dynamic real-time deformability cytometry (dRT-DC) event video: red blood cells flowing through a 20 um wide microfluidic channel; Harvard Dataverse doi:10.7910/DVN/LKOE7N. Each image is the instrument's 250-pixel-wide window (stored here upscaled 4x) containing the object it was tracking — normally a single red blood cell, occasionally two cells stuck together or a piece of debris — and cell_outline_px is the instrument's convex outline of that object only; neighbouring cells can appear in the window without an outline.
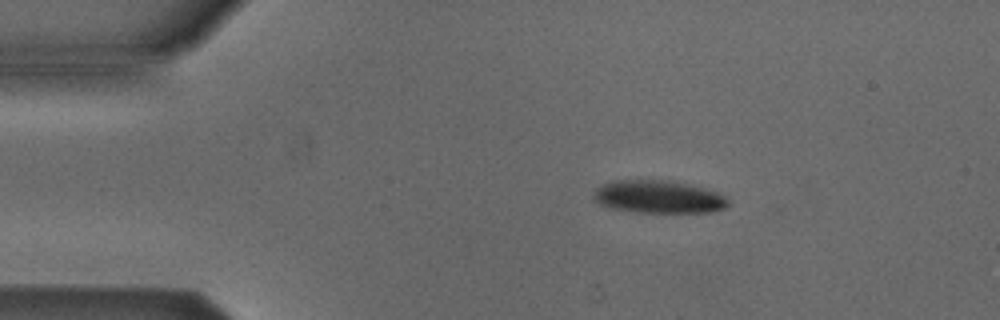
{"species": "Egyptian fruit bat (a non-hibernating species)", "species_latin": "Rousettus aegyptiacus", "temperature_condition": "cold", "stored_images_in_passage": 4, "camera_frame_rate_fps": 3000, "um_per_image_px": 0.085, "animal": {"sex": "male"}, "frame": {"image": 1, "passage_image": 1, "time_ms": 0.0, "image_size_px": [1000, 320], "cell_outline_px": [[728, 204], [724, 208], [712, 212], [636, 212], [608, 208], [600, 204], [592, 196], [596, 188], [612, 180], [672, 180], [720, 192], [728, 200]], "centroid_in_image_um": [55.96, 16.73], "position_along_channel_um": 29.0, "area_um2": 25.84}}
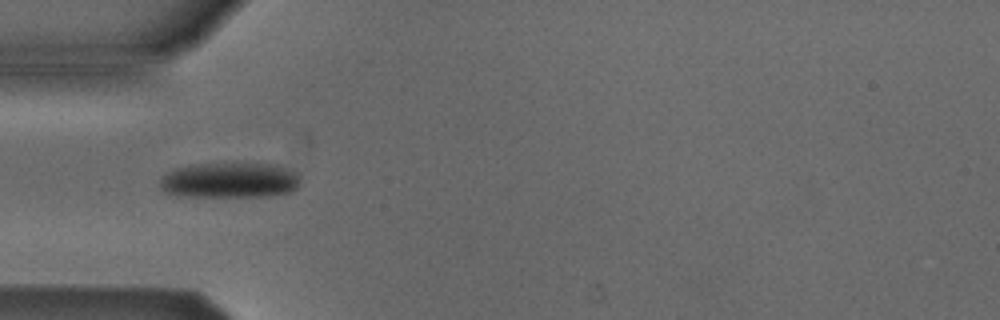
{"frame": {"image": 2, "passage_image": 3, "time_ms": 2.333, "image_size_px": [1000, 320], "cell_outline_px": [[300, 180], [296, 188], [292, 192], [272, 196], [168, 196], [160, 188], [160, 176], [172, 168], [188, 164], [236, 160], [276, 164], [296, 172], [300, 176]], "centroid_in_image_um": [19.47, 15.27], "position_along_channel_um": 65.5, "area_um2": 30.81}}
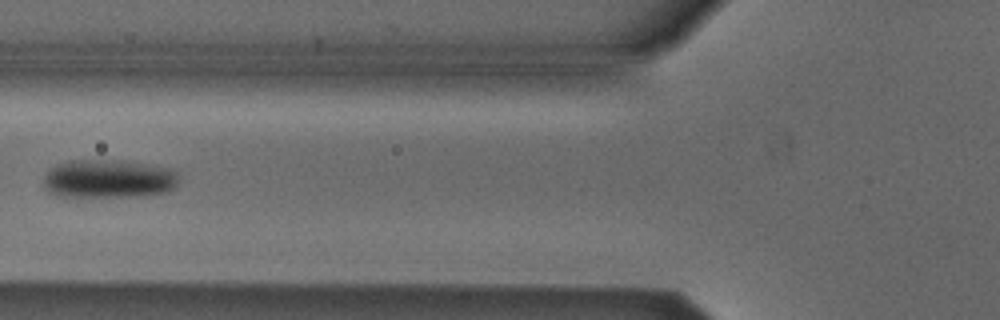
{"frame": {"image": 3, "passage_image": 4, "time_ms": 3.667, "image_size_px": [1000, 320], "cell_outline_px": [[176, 184], [168, 192], [148, 196], [56, 196], [48, 192], [44, 188], [44, 176], [56, 164], [68, 160], [112, 160], [148, 164], [172, 168], [176, 172]], "centroid_in_image_um": [9.21, 15.2], "position_along_channel_um": 116.6, "area_um2": 30.4}}